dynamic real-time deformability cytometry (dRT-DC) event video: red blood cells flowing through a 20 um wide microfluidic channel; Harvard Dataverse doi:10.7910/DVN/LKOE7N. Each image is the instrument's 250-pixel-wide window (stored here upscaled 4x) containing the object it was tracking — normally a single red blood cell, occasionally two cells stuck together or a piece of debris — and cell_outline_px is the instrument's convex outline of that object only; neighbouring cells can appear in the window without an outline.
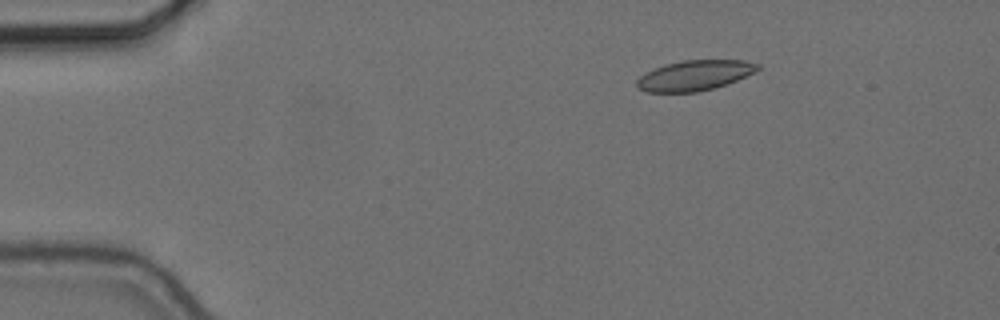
{"species": "common noctule bat (a hibernating species)", "species_latin": "Nyctalus noctula", "temperature_condition": "cold", "stored_images_in_passage": 48, "camera_frame_rate_fps": 3000, "um_per_image_px": 0.085, "animal": {"sex": "female", "body_mass_g": 24.6, "forearm_length_mm": 56.2}, "frame": {"image": 1, "passage_image": 1, "time_ms": 0.0, "image_size_px": [1000, 320], "cell_outline_px": [[760, 68], [756, 72], [728, 84], [696, 92], [648, 92], [636, 88], [636, 80], [644, 72], [664, 64], [680, 60], [744, 60], [760, 64]], "centroid_in_image_um": [59.03, 6.4], "position_along_channel_um": 26.0, "area_um2": 21.56}}
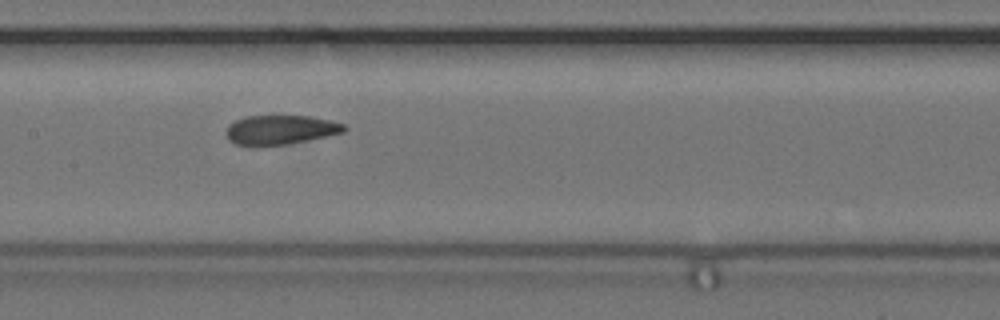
{"frame": {"image": 2, "passage_image": 20, "time_ms": 6.333, "image_size_px": [1000, 320], "cell_outline_px": [[348, 128], [344, 132], [284, 144], [260, 148], [236, 144], [228, 140], [224, 132], [228, 124], [244, 116], [308, 116], [328, 120], [344, 124]], "centroid_in_image_um": [23.73, 11.05], "position_along_channel_um": 183.7, "area_um2": 20.35}}
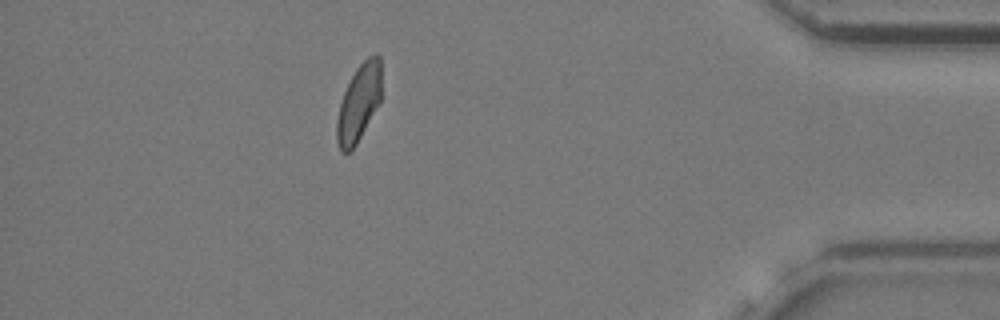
{"frame": {"image": 3, "passage_image": 42, "time_ms": 13.667, "image_size_px": [1000, 320], "cell_outline_px": [[380, 104], [356, 144], [348, 152], [340, 152], [336, 140], [336, 120], [340, 104], [344, 92], [356, 68], [372, 52], [376, 52], [380, 56]], "centroid_in_image_um": [30.5, 8.74], "position_along_channel_um": 404.7, "area_um2": 20.06}, "authors_computed_cell_mechanics": {"area_um2": 21.3282, "velocity_mm_per_s": 3.6415, "shape_relaxation_time_tau1_ms": 10.6778, "shape_relaxation_time_tau2_ms": 2.314, "deformation_change_tau1": 0.192, "deformation_change_tau2": 0.0639}}